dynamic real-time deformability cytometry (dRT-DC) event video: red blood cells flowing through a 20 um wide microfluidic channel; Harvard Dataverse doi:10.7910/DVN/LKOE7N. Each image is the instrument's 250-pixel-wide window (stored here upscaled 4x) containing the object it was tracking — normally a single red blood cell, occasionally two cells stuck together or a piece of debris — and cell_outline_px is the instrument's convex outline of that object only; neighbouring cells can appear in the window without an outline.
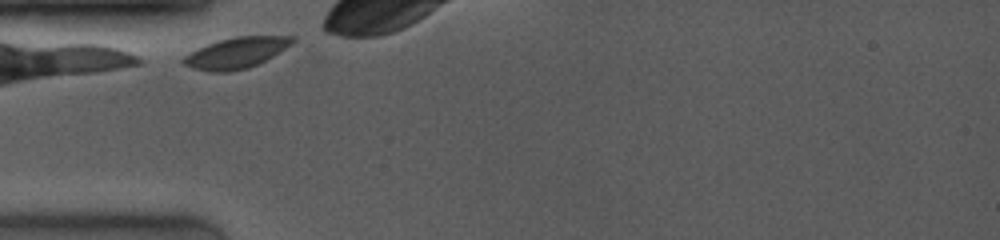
{"species": "common noctule bat (a hibernating species)", "species_latin": "Nyctalus noctula", "temperature_condition": "room temperature", "stored_images_in_passage": 20, "camera_frame_rate_fps": 4000, "um_per_image_px": 0.085, "animal": {"sex": "female", "body_mass_g": 19.0, "forearm_length_mm": 53.3}, "frame": {"image": 1, "passage_image": 1, "time_ms": 0.0, "image_size_px": [1000, 240], "cell_outline_px": [[296, 40], [272, 56], [248, 68], [228, 72], [208, 72], [192, 68], [184, 64], [180, 60], [184, 56], [208, 44], [220, 40], [236, 36], [296, 36]], "centroid_in_image_um": [20.06, 4.5], "position_along_channel_um": 64.9, "area_um2": 19.31}}